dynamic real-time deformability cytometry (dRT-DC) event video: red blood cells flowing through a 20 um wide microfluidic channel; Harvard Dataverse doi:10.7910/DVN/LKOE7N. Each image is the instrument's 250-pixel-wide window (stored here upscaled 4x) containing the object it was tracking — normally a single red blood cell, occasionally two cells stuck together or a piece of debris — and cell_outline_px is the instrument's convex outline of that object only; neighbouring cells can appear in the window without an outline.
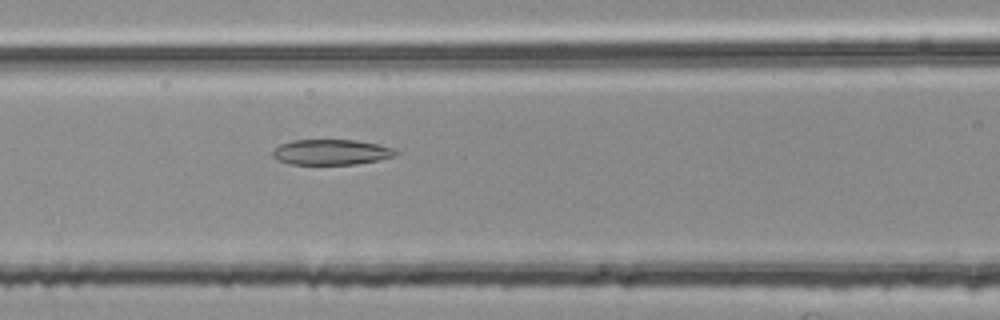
{"species": "common noctule bat (a hibernating species)", "species_latin": "Nyctalus noctula", "temperature_condition": "room temperature", "stored_images_in_passage": 4, "camera_frame_rate_fps": 3000, "um_per_image_px": 0.085, "animal": {"sex": "female", "body_mass_g": 25.1}, "frame": {"image": 1, "passage_image": 3, "time_ms": 0.667, "image_size_px": [1000, 320], "cell_outline_px": [[400, 152], [396, 156], [380, 160], [356, 164], [288, 164], [276, 160], [272, 156], [272, 152], [280, 144], [292, 140], [356, 140], [396, 148]], "centroid_in_image_um": [28.18, 12.93], "position_along_channel_um": 138.4, "area_um2": 18.44}}